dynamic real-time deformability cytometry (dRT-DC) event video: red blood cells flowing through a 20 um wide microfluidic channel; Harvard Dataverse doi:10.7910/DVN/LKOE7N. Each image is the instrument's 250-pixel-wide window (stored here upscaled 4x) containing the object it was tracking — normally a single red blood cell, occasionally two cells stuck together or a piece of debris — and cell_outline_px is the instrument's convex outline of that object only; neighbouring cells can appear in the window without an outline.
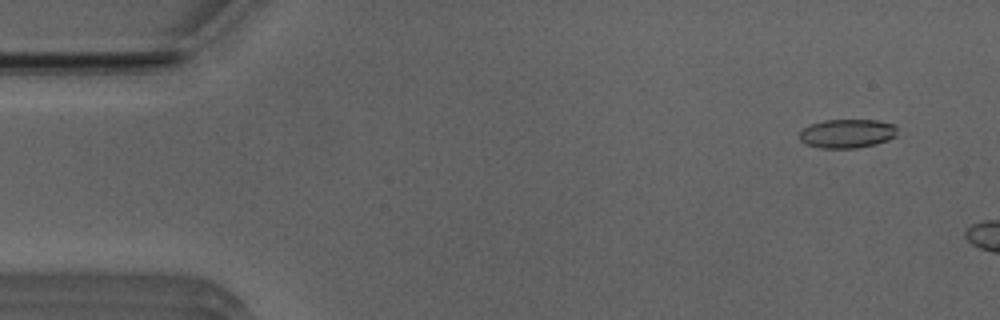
{"species": "Egyptian fruit bat (a non-hibernating species)", "species_latin": "Rousettus aegyptiacus", "temperature_condition": "room temperature", "stored_images_in_passage": 12, "camera_frame_rate_fps": 3000, "um_per_image_px": 0.085, "animal": {"sex": "male"}, "frame": {"image": 1, "passage_image": 3, "time_ms": 0.667, "image_size_px": [1000, 320], "cell_outline_px": [[896, 136], [888, 140], [876, 144], [856, 148], [820, 148], [804, 144], [800, 140], [800, 132], [804, 128], [812, 124], [824, 120], [876, 120], [896, 124]], "centroid_in_image_um": [72.02, 11.35], "position_along_channel_um": 13.0, "area_um2": 16.53}}